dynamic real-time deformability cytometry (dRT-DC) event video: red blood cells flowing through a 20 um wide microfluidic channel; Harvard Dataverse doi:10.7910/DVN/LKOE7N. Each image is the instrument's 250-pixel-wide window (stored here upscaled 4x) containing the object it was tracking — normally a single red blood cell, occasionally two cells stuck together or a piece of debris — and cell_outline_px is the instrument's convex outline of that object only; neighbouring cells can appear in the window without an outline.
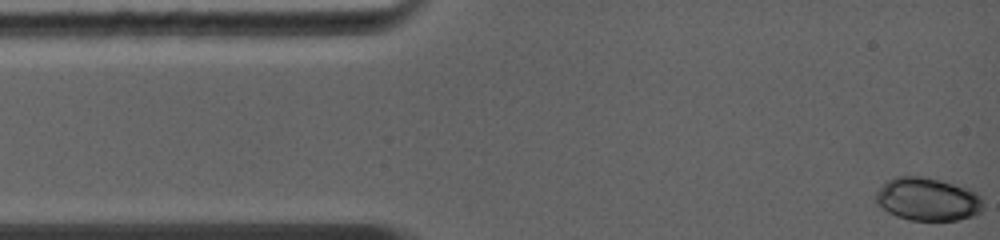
{"species": "common noctule bat (a hibernating species)", "species_latin": "Nyctalus noctula", "temperature_condition": "warm", "stored_images_in_passage": 21, "camera_frame_rate_fps": 5000, "um_per_image_px": 0.085, "animal": {"sex": "female", "body_mass_g": 19.0, "forearm_length_mm": 56.7}, "frame": {"image": 1, "passage_image": 1, "time_ms": 0.0, "image_size_px": [1000, 240], "cell_outline_px": [[984, 204], [980, 212], [972, 216], [960, 220], [908, 220], [896, 216], [888, 212], [876, 204], [876, 192], [888, 180], [896, 176], [920, 176], [940, 180], [976, 192], [980, 196]], "centroid_in_image_um": [78.83, 16.95], "position_along_channel_um": 6.2, "area_um2": 26.82}}
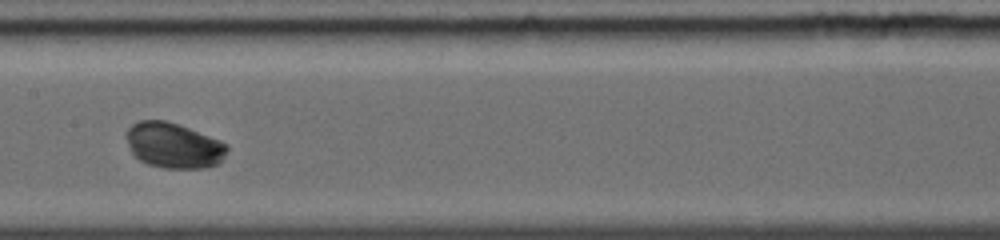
{"frame": {"image": 2, "passage_image": 12, "time_ms": 6.0, "image_size_px": [1000, 240], "cell_outline_px": [[228, 148], [224, 160], [216, 164], [204, 168], [164, 168], [148, 164], [140, 160], [132, 152], [124, 136], [128, 128], [132, 124], [140, 120], [164, 120], [188, 128], [220, 140], [228, 144]], "centroid_in_image_um": [14.76, 12.36], "position_along_channel_um": 192.6, "area_um2": 26.65}}
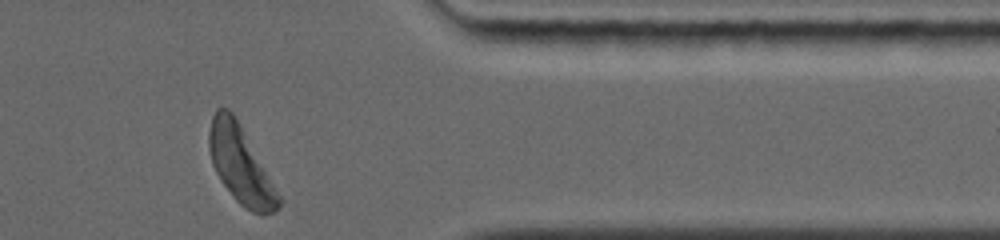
{"frame": {"image": 3, "passage_image": 21, "time_ms": 10.8, "image_size_px": [1000, 240], "cell_outline_px": [[280, 204], [272, 212], [260, 216], [244, 208], [236, 200], [220, 180], [212, 164], [208, 148], [208, 132], [212, 116], [216, 108], [228, 108], [232, 112], [280, 196]], "centroid_in_image_um": [20.39, 14.02], "position_along_channel_um": 391.0, "area_um2": 30.52}, "authors_computed_cell_mechanics": {"area_um2": 26.6458, "velocity_mm_per_s": 4.3867, "shape_relaxation_time_tau1_ms": 1.1588, "shape_relaxation_time_tau2_ms": null, "deformation_change_tau1": 0.1078, "deformation_change_tau2": null}}